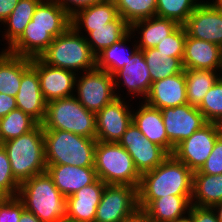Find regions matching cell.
Returning <instances> with one entry per match:
<instances>
[{"mask_svg":"<svg viewBox=\"0 0 222 222\" xmlns=\"http://www.w3.org/2000/svg\"><path fill=\"white\" fill-rule=\"evenodd\" d=\"M193 172L172 154L155 169L141 174L138 205L144 209L151 201L169 195L192 196Z\"/></svg>","mask_w":222,"mask_h":222,"instance_id":"1","label":"cell"},{"mask_svg":"<svg viewBox=\"0 0 222 222\" xmlns=\"http://www.w3.org/2000/svg\"><path fill=\"white\" fill-rule=\"evenodd\" d=\"M17 197L41 222H66V198L47 171L21 183Z\"/></svg>","mask_w":222,"mask_h":222,"instance_id":"2","label":"cell"},{"mask_svg":"<svg viewBox=\"0 0 222 222\" xmlns=\"http://www.w3.org/2000/svg\"><path fill=\"white\" fill-rule=\"evenodd\" d=\"M46 165L94 167L96 138L64 130H43Z\"/></svg>","mask_w":222,"mask_h":222,"instance_id":"3","label":"cell"},{"mask_svg":"<svg viewBox=\"0 0 222 222\" xmlns=\"http://www.w3.org/2000/svg\"><path fill=\"white\" fill-rule=\"evenodd\" d=\"M15 179L21 184L46 171L43 126L38 124L30 132L3 144Z\"/></svg>","mask_w":222,"mask_h":222,"instance_id":"4","label":"cell"},{"mask_svg":"<svg viewBox=\"0 0 222 222\" xmlns=\"http://www.w3.org/2000/svg\"><path fill=\"white\" fill-rule=\"evenodd\" d=\"M47 65L83 73L96 68V56L84 35L70 26L39 56ZM80 70V71H79Z\"/></svg>","mask_w":222,"mask_h":222,"instance_id":"5","label":"cell"},{"mask_svg":"<svg viewBox=\"0 0 222 222\" xmlns=\"http://www.w3.org/2000/svg\"><path fill=\"white\" fill-rule=\"evenodd\" d=\"M43 130H64L88 138H96V115L88 111L75 96L47 103Z\"/></svg>","mask_w":222,"mask_h":222,"instance_id":"6","label":"cell"},{"mask_svg":"<svg viewBox=\"0 0 222 222\" xmlns=\"http://www.w3.org/2000/svg\"><path fill=\"white\" fill-rule=\"evenodd\" d=\"M94 168L97 177L105 184L139 187L141 174L129 153L119 143L97 141Z\"/></svg>","mask_w":222,"mask_h":222,"instance_id":"7","label":"cell"},{"mask_svg":"<svg viewBox=\"0 0 222 222\" xmlns=\"http://www.w3.org/2000/svg\"><path fill=\"white\" fill-rule=\"evenodd\" d=\"M76 79L74 96L88 110L98 113L105 105L122 94L116 93L113 75L97 68L80 72ZM121 95V96H120Z\"/></svg>","mask_w":222,"mask_h":222,"instance_id":"8","label":"cell"},{"mask_svg":"<svg viewBox=\"0 0 222 222\" xmlns=\"http://www.w3.org/2000/svg\"><path fill=\"white\" fill-rule=\"evenodd\" d=\"M138 208L137 187L106 184L94 222H122Z\"/></svg>","mask_w":222,"mask_h":222,"instance_id":"9","label":"cell"},{"mask_svg":"<svg viewBox=\"0 0 222 222\" xmlns=\"http://www.w3.org/2000/svg\"><path fill=\"white\" fill-rule=\"evenodd\" d=\"M220 137L215 123L208 122L189 138L174 147L172 155L192 172L199 171L211 154Z\"/></svg>","mask_w":222,"mask_h":222,"instance_id":"10","label":"cell"},{"mask_svg":"<svg viewBox=\"0 0 222 222\" xmlns=\"http://www.w3.org/2000/svg\"><path fill=\"white\" fill-rule=\"evenodd\" d=\"M118 143L129 153L140 174L155 169L169 156L162 147L143 136L133 121Z\"/></svg>","mask_w":222,"mask_h":222,"instance_id":"11","label":"cell"},{"mask_svg":"<svg viewBox=\"0 0 222 222\" xmlns=\"http://www.w3.org/2000/svg\"><path fill=\"white\" fill-rule=\"evenodd\" d=\"M126 98H116L96 113V140L118 143L133 120V107Z\"/></svg>","mask_w":222,"mask_h":222,"instance_id":"12","label":"cell"},{"mask_svg":"<svg viewBox=\"0 0 222 222\" xmlns=\"http://www.w3.org/2000/svg\"><path fill=\"white\" fill-rule=\"evenodd\" d=\"M160 111L168 140L171 142V154L176 145L208 123L198 108L188 103L182 106L163 108Z\"/></svg>","mask_w":222,"mask_h":222,"instance_id":"13","label":"cell"},{"mask_svg":"<svg viewBox=\"0 0 222 222\" xmlns=\"http://www.w3.org/2000/svg\"><path fill=\"white\" fill-rule=\"evenodd\" d=\"M31 66L37 71L41 92L45 101L74 96L77 73L49 66L39 57L31 58Z\"/></svg>","mask_w":222,"mask_h":222,"instance_id":"14","label":"cell"},{"mask_svg":"<svg viewBox=\"0 0 222 222\" xmlns=\"http://www.w3.org/2000/svg\"><path fill=\"white\" fill-rule=\"evenodd\" d=\"M189 37L212 42L222 48V11L202 1L183 24Z\"/></svg>","mask_w":222,"mask_h":222,"instance_id":"15","label":"cell"},{"mask_svg":"<svg viewBox=\"0 0 222 222\" xmlns=\"http://www.w3.org/2000/svg\"><path fill=\"white\" fill-rule=\"evenodd\" d=\"M113 80L115 90H121L120 85H123L128 91L126 95L138 98L140 96L144 101L150 92L152 81L143 51L138 49L130 60L113 74Z\"/></svg>","mask_w":222,"mask_h":222,"instance_id":"16","label":"cell"},{"mask_svg":"<svg viewBox=\"0 0 222 222\" xmlns=\"http://www.w3.org/2000/svg\"><path fill=\"white\" fill-rule=\"evenodd\" d=\"M106 184L99 178L66 198V222H94Z\"/></svg>","mask_w":222,"mask_h":222,"instance_id":"17","label":"cell"},{"mask_svg":"<svg viewBox=\"0 0 222 222\" xmlns=\"http://www.w3.org/2000/svg\"><path fill=\"white\" fill-rule=\"evenodd\" d=\"M144 101L160 110L187 104L185 72L153 82Z\"/></svg>","mask_w":222,"mask_h":222,"instance_id":"18","label":"cell"},{"mask_svg":"<svg viewBox=\"0 0 222 222\" xmlns=\"http://www.w3.org/2000/svg\"><path fill=\"white\" fill-rule=\"evenodd\" d=\"M182 62L184 69L214 70L222 75V48L187 35Z\"/></svg>","mask_w":222,"mask_h":222,"instance_id":"19","label":"cell"},{"mask_svg":"<svg viewBox=\"0 0 222 222\" xmlns=\"http://www.w3.org/2000/svg\"><path fill=\"white\" fill-rule=\"evenodd\" d=\"M16 104L17 109L29 114L39 124L44 121L47 102L41 92L38 73L32 66L22 74Z\"/></svg>","mask_w":222,"mask_h":222,"instance_id":"20","label":"cell"},{"mask_svg":"<svg viewBox=\"0 0 222 222\" xmlns=\"http://www.w3.org/2000/svg\"><path fill=\"white\" fill-rule=\"evenodd\" d=\"M46 171L65 198L73 195L81 188L91 185L98 179L94 167L47 165Z\"/></svg>","mask_w":222,"mask_h":222,"instance_id":"21","label":"cell"},{"mask_svg":"<svg viewBox=\"0 0 222 222\" xmlns=\"http://www.w3.org/2000/svg\"><path fill=\"white\" fill-rule=\"evenodd\" d=\"M138 109L133 110V122L147 139L162 147L171 155V142L168 140L160 109L141 101Z\"/></svg>","mask_w":222,"mask_h":222,"instance_id":"22","label":"cell"},{"mask_svg":"<svg viewBox=\"0 0 222 222\" xmlns=\"http://www.w3.org/2000/svg\"><path fill=\"white\" fill-rule=\"evenodd\" d=\"M78 33L84 35L91 52L97 56L105 48L121 40L130 32V25L119 16L116 20L100 27H73ZM83 29V30H82ZM83 31L85 32L83 34ZM88 35V36H87Z\"/></svg>","mask_w":222,"mask_h":222,"instance_id":"23","label":"cell"},{"mask_svg":"<svg viewBox=\"0 0 222 222\" xmlns=\"http://www.w3.org/2000/svg\"><path fill=\"white\" fill-rule=\"evenodd\" d=\"M71 26V16L55 1L41 0L26 27H40L56 38Z\"/></svg>","mask_w":222,"mask_h":222,"instance_id":"24","label":"cell"},{"mask_svg":"<svg viewBox=\"0 0 222 222\" xmlns=\"http://www.w3.org/2000/svg\"><path fill=\"white\" fill-rule=\"evenodd\" d=\"M179 24L171 19L161 17H151L140 20L130 26V32L136 35L137 46L140 50L155 48L156 45L171 34ZM140 36V37H139ZM138 38L140 40H138Z\"/></svg>","mask_w":222,"mask_h":222,"instance_id":"25","label":"cell"},{"mask_svg":"<svg viewBox=\"0 0 222 222\" xmlns=\"http://www.w3.org/2000/svg\"><path fill=\"white\" fill-rule=\"evenodd\" d=\"M53 39L46 28L26 27L22 35L6 51L16 56L36 58L48 48Z\"/></svg>","mask_w":222,"mask_h":222,"instance_id":"26","label":"cell"},{"mask_svg":"<svg viewBox=\"0 0 222 222\" xmlns=\"http://www.w3.org/2000/svg\"><path fill=\"white\" fill-rule=\"evenodd\" d=\"M31 66V58L16 56L7 51L0 56V93L16 97L22 74Z\"/></svg>","mask_w":222,"mask_h":222,"instance_id":"27","label":"cell"},{"mask_svg":"<svg viewBox=\"0 0 222 222\" xmlns=\"http://www.w3.org/2000/svg\"><path fill=\"white\" fill-rule=\"evenodd\" d=\"M192 196L169 195L151 201L143 210L154 222H170L189 213Z\"/></svg>","mask_w":222,"mask_h":222,"instance_id":"28","label":"cell"},{"mask_svg":"<svg viewBox=\"0 0 222 222\" xmlns=\"http://www.w3.org/2000/svg\"><path fill=\"white\" fill-rule=\"evenodd\" d=\"M222 201V174H193L191 205L212 207Z\"/></svg>","mask_w":222,"mask_h":222,"instance_id":"29","label":"cell"},{"mask_svg":"<svg viewBox=\"0 0 222 222\" xmlns=\"http://www.w3.org/2000/svg\"><path fill=\"white\" fill-rule=\"evenodd\" d=\"M132 36L134 37V35L129 32L121 40L100 52L96 56V68L99 70L107 71L111 75L121 69L126 64V62L130 60L133 54L139 49L137 46V42H135L136 40H134L135 44L132 49L129 47V45H126L128 42L131 41V38L133 39ZM127 46L129 47V49Z\"/></svg>","mask_w":222,"mask_h":222,"instance_id":"30","label":"cell"},{"mask_svg":"<svg viewBox=\"0 0 222 222\" xmlns=\"http://www.w3.org/2000/svg\"><path fill=\"white\" fill-rule=\"evenodd\" d=\"M41 0H19L11 14L1 23L5 29L2 37L9 48L24 32L31 21L34 11ZM6 25V26H5Z\"/></svg>","mask_w":222,"mask_h":222,"instance_id":"31","label":"cell"},{"mask_svg":"<svg viewBox=\"0 0 222 222\" xmlns=\"http://www.w3.org/2000/svg\"><path fill=\"white\" fill-rule=\"evenodd\" d=\"M119 17L113 0H106L77 11L71 16L72 27H100Z\"/></svg>","mask_w":222,"mask_h":222,"instance_id":"32","label":"cell"},{"mask_svg":"<svg viewBox=\"0 0 222 222\" xmlns=\"http://www.w3.org/2000/svg\"><path fill=\"white\" fill-rule=\"evenodd\" d=\"M188 104L198 107L208 90L222 76L214 70L184 69ZM219 73V74H218Z\"/></svg>","mask_w":222,"mask_h":222,"instance_id":"33","label":"cell"},{"mask_svg":"<svg viewBox=\"0 0 222 222\" xmlns=\"http://www.w3.org/2000/svg\"><path fill=\"white\" fill-rule=\"evenodd\" d=\"M143 56L152 83L184 71L183 58H173L157 50V48L143 49Z\"/></svg>","mask_w":222,"mask_h":222,"instance_id":"34","label":"cell"},{"mask_svg":"<svg viewBox=\"0 0 222 222\" xmlns=\"http://www.w3.org/2000/svg\"><path fill=\"white\" fill-rule=\"evenodd\" d=\"M39 123L20 109L0 118V133L3 141L12 140L33 130Z\"/></svg>","mask_w":222,"mask_h":222,"instance_id":"35","label":"cell"},{"mask_svg":"<svg viewBox=\"0 0 222 222\" xmlns=\"http://www.w3.org/2000/svg\"><path fill=\"white\" fill-rule=\"evenodd\" d=\"M119 16L131 26L133 23L155 16L157 0H113Z\"/></svg>","mask_w":222,"mask_h":222,"instance_id":"36","label":"cell"},{"mask_svg":"<svg viewBox=\"0 0 222 222\" xmlns=\"http://www.w3.org/2000/svg\"><path fill=\"white\" fill-rule=\"evenodd\" d=\"M200 3L199 0H157L155 16L183 25Z\"/></svg>","mask_w":222,"mask_h":222,"instance_id":"37","label":"cell"},{"mask_svg":"<svg viewBox=\"0 0 222 222\" xmlns=\"http://www.w3.org/2000/svg\"><path fill=\"white\" fill-rule=\"evenodd\" d=\"M197 108L210 123H215L222 116V76L208 90Z\"/></svg>","mask_w":222,"mask_h":222,"instance_id":"38","label":"cell"},{"mask_svg":"<svg viewBox=\"0 0 222 222\" xmlns=\"http://www.w3.org/2000/svg\"><path fill=\"white\" fill-rule=\"evenodd\" d=\"M186 30L179 25L171 34L160 41L155 48L173 58H183L186 41Z\"/></svg>","mask_w":222,"mask_h":222,"instance_id":"39","label":"cell"},{"mask_svg":"<svg viewBox=\"0 0 222 222\" xmlns=\"http://www.w3.org/2000/svg\"><path fill=\"white\" fill-rule=\"evenodd\" d=\"M20 183L15 179L4 147H0V190L7 197H17Z\"/></svg>","mask_w":222,"mask_h":222,"instance_id":"40","label":"cell"},{"mask_svg":"<svg viewBox=\"0 0 222 222\" xmlns=\"http://www.w3.org/2000/svg\"><path fill=\"white\" fill-rule=\"evenodd\" d=\"M193 174H222V137L220 136L213 147V150L207 158L204 165L199 171L193 172Z\"/></svg>","mask_w":222,"mask_h":222,"instance_id":"41","label":"cell"},{"mask_svg":"<svg viewBox=\"0 0 222 222\" xmlns=\"http://www.w3.org/2000/svg\"><path fill=\"white\" fill-rule=\"evenodd\" d=\"M24 209L18 197H7L0 203V222H19Z\"/></svg>","mask_w":222,"mask_h":222,"instance_id":"42","label":"cell"},{"mask_svg":"<svg viewBox=\"0 0 222 222\" xmlns=\"http://www.w3.org/2000/svg\"><path fill=\"white\" fill-rule=\"evenodd\" d=\"M70 16L77 11L106 0H55Z\"/></svg>","mask_w":222,"mask_h":222,"instance_id":"43","label":"cell"},{"mask_svg":"<svg viewBox=\"0 0 222 222\" xmlns=\"http://www.w3.org/2000/svg\"><path fill=\"white\" fill-rule=\"evenodd\" d=\"M189 212L193 222H219L215 212L210 207H197L191 205Z\"/></svg>","mask_w":222,"mask_h":222,"instance_id":"44","label":"cell"},{"mask_svg":"<svg viewBox=\"0 0 222 222\" xmlns=\"http://www.w3.org/2000/svg\"><path fill=\"white\" fill-rule=\"evenodd\" d=\"M17 109L16 97L0 93V118Z\"/></svg>","mask_w":222,"mask_h":222,"instance_id":"45","label":"cell"},{"mask_svg":"<svg viewBox=\"0 0 222 222\" xmlns=\"http://www.w3.org/2000/svg\"><path fill=\"white\" fill-rule=\"evenodd\" d=\"M19 0H0V23L14 10Z\"/></svg>","mask_w":222,"mask_h":222,"instance_id":"46","label":"cell"},{"mask_svg":"<svg viewBox=\"0 0 222 222\" xmlns=\"http://www.w3.org/2000/svg\"><path fill=\"white\" fill-rule=\"evenodd\" d=\"M122 222H154V221L143 209L138 208L134 213L129 215Z\"/></svg>","mask_w":222,"mask_h":222,"instance_id":"47","label":"cell"},{"mask_svg":"<svg viewBox=\"0 0 222 222\" xmlns=\"http://www.w3.org/2000/svg\"><path fill=\"white\" fill-rule=\"evenodd\" d=\"M19 222H41L32 212L23 210Z\"/></svg>","mask_w":222,"mask_h":222,"instance_id":"48","label":"cell"},{"mask_svg":"<svg viewBox=\"0 0 222 222\" xmlns=\"http://www.w3.org/2000/svg\"><path fill=\"white\" fill-rule=\"evenodd\" d=\"M216 214L217 220L222 222V201L211 207Z\"/></svg>","mask_w":222,"mask_h":222,"instance_id":"49","label":"cell"},{"mask_svg":"<svg viewBox=\"0 0 222 222\" xmlns=\"http://www.w3.org/2000/svg\"><path fill=\"white\" fill-rule=\"evenodd\" d=\"M170 222H193L190 212L186 214V216H182L180 218L175 219L174 221Z\"/></svg>","mask_w":222,"mask_h":222,"instance_id":"50","label":"cell"},{"mask_svg":"<svg viewBox=\"0 0 222 222\" xmlns=\"http://www.w3.org/2000/svg\"><path fill=\"white\" fill-rule=\"evenodd\" d=\"M219 135L222 137V116L215 122Z\"/></svg>","mask_w":222,"mask_h":222,"instance_id":"51","label":"cell"},{"mask_svg":"<svg viewBox=\"0 0 222 222\" xmlns=\"http://www.w3.org/2000/svg\"><path fill=\"white\" fill-rule=\"evenodd\" d=\"M210 3L214 6V7H216V8H218L219 10H221L222 11V0H212V2L210 1Z\"/></svg>","mask_w":222,"mask_h":222,"instance_id":"52","label":"cell"},{"mask_svg":"<svg viewBox=\"0 0 222 222\" xmlns=\"http://www.w3.org/2000/svg\"><path fill=\"white\" fill-rule=\"evenodd\" d=\"M6 198L7 196L0 190V203H2Z\"/></svg>","mask_w":222,"mask_h":222,"instance_id":"53","label":"cell"},{"mask_svg":"<svg viewBox=\"0 0 222 222\" xmlns=\"http://www.w3.org/2000/svg\"><path fill=\"white\" fill-rule=\"evenodd\" d=\"M3 144H4V141H3L2 137H1V133H0V147H2Z\"/></svg>","mask_w":222,"mask_h":222,"instance_id":"54","label":"cell"},{"mask_svg":"<svg viewBox=\"0 0 222 222\" xmlns=\"http://www.w3.org/2000/svg\"><path fill=\"white\" fill-rule=\"evenodd\" d=\"M6 52V48L0 51V56H2Z\"/></svg>","mask_w":222,"mask_h":222,"instance_id":"55","label":"cell"}]
</instances>
